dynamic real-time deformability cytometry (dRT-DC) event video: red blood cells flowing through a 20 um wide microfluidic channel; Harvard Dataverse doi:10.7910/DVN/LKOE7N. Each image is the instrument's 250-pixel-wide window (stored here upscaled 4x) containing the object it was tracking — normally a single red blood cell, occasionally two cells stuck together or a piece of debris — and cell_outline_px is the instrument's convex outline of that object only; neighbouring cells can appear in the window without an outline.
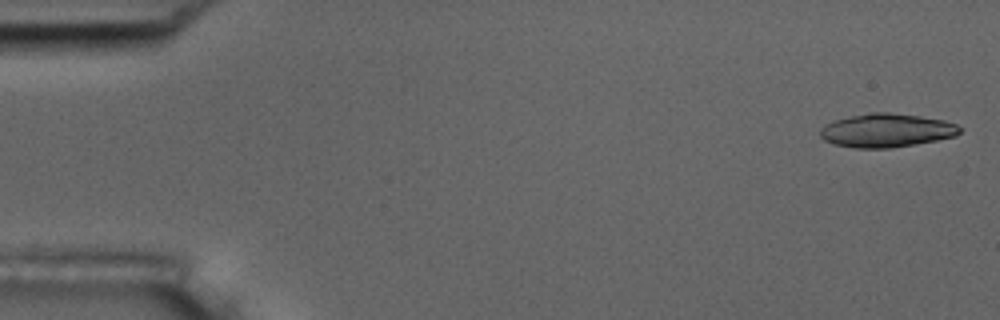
{"species": "common noctule bat (a hibernating species)", "species_latin": "Nyctalus noctula", "temperature_condition": "room temperature", "stored_images_in_passage": 11, "camera_frame_rate_fps": 3000, "um_per_image_px": 0.085, "animal": {"sex": "male", "body_mass_g": 17.5, "forearm_length_mm": 52.3}, "frame": {"image": 1, "passage_image": 1, "time_ms": 0.0, "image_size_px": [1000, 320], "cell_outline_px": [[960, 132], [956, 136], [936, 140], [892, 148], [856, 148], [832, 144], [824, 140], [820, 136], [820, 128], [824, 124], [832, 120], [868, 112], [888, 112], [920, 116], [944, 120], [956, 124], [960, 128]], "centroid_in_image_um": [75.3, 11.08], "position_along_channel_um": 9.7, "area_um2": 27.51}}
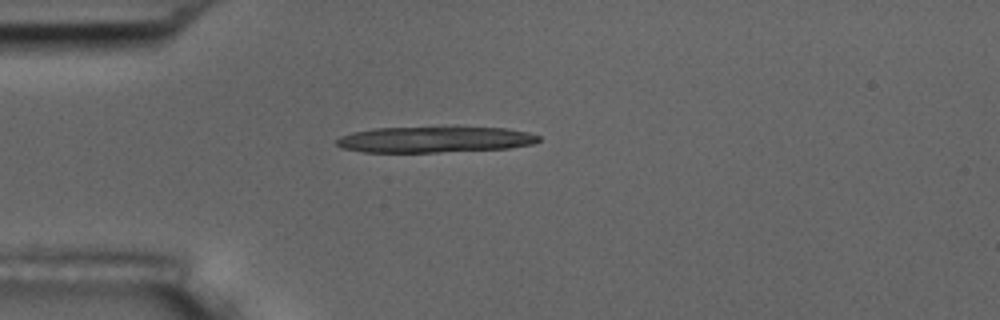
{"frame": {"image": 2, "passage_image": 4, "time_ms": 4.333, "image_size_px": [1000, 320], "cell_outline_px": [[540, 140], [532, 144], [508, 148], [436, 152], [364, 152], [340, 148], [336, 144], [336, 140], [340, 136], [352, 132], [372, 128], [452, 124], [504, 128], [528, 132], [540, 136]], "centroid_in_image_um": [36.93, 11.8], "position_along_channel_um": 48.1, "area_um2": 32.14}}
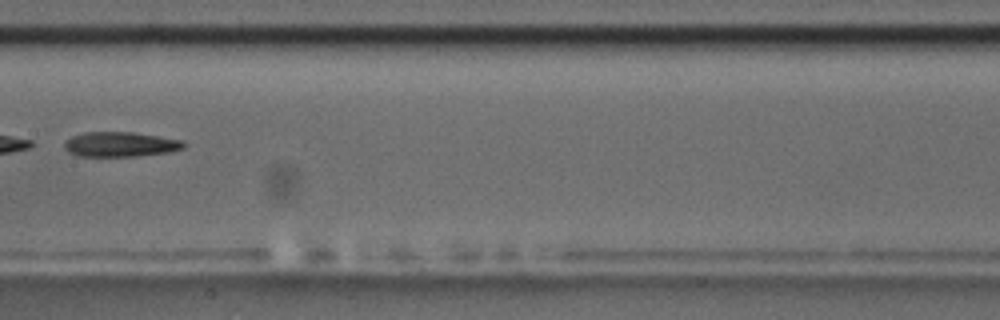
{"frame": {"image": 3, "passage_image": 8, "time_ms": 9.0, "image_size_px": [1000, 320], "cell_outline_px": [[188, 144], [184, 148], [172, 152], [136, 156], [80, 156], [68, 152], [64, 148], [64, 140], [72, 136], [84, 132], [132, 132], [184, 140]], "centroid_in_image_um": [10.26, 12.27], "position_along_channel_um": 197.1, "area_um2": 17.51}}